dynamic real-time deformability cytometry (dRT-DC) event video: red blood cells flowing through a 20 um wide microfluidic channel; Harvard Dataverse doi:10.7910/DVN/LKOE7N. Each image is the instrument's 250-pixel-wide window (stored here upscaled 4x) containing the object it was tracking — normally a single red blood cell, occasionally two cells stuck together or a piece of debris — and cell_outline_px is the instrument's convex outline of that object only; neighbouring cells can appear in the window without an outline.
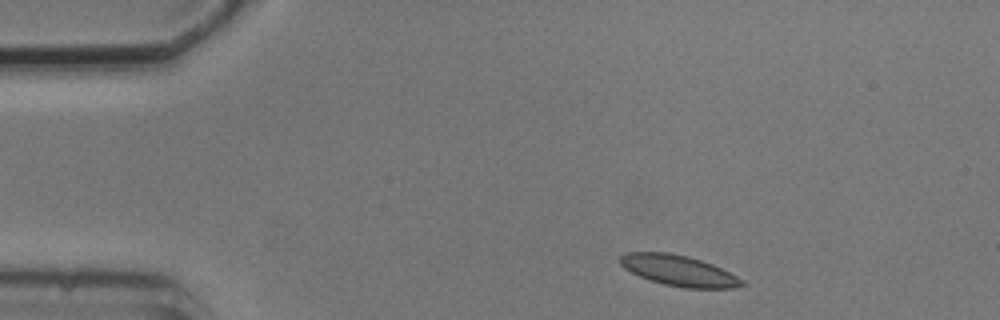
{"species": "common noctule bat (a hibernating species)", "species_latin": "Nyctalus noctula", "temperature_condition": "cold", "stored_images_in_passage": 3, "camera_frame_rate_fps": 3000, "um_per_image_px": 0.085, "animal": {"sex": "male", "body_mass_g": 20.5, "forearm_length_mm": 52.5}, "frame": {"image": 1, "passage_image": 1, "time_ms": 0.0, "image_size_px": [1000, 320], "cell_outline_px": [[748, 284], [736, 288], [684, 288], [664, 284], [640, 276], [624, 268], [620, 264], [620, 256], [628, 252], [668, 252], [688, 256], [712, 264], [744, 280]], "centroid_in_image_um": [57.72, 23.0], "position_along_channel_um": 27.3, "area_um2": 21.68}}